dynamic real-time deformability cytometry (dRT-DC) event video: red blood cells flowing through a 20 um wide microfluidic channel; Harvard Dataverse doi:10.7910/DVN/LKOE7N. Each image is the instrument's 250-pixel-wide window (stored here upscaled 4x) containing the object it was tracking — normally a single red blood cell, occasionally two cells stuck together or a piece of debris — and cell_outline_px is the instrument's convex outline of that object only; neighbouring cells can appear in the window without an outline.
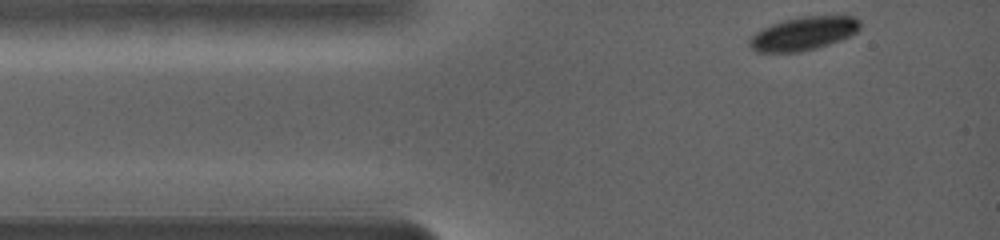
{"species": "common noctule bat (a hibernating species)", "species_latin": "Nyctalus noctula", "temperature_condition": "warm", "stored_images_in_passage": 31, "camera_frame_rate_fps": 5000, "um_per_image_px": 0.085, "animal": {"sex": "female", "body_mass_g": 19.0, "forearm_length_mm": 56.7}, "frame": {"image": 1, "passage_image": 1, "time_ms": 0.0, "image_size_px": [1000, 240], "cell_outline_px": [[860, 28], [856, 32], [840, 40], [816, 48], [800, 52], [756, 52], [748, 44], [748, 40], [756, 32], [772, 24], [784, 20], [804, 16], [852, 16], [860, 20]], "centroid_in_image_um": [68.29, 2.85], "position_along_channel_um": 16.7, "area_um2": 21.33}}
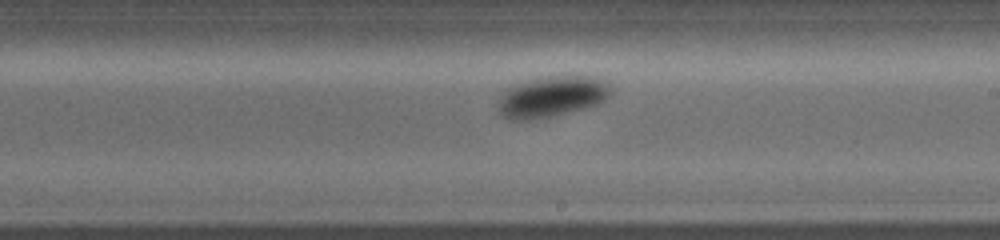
{"frame": {"image": 2, "passage_image": 19, "time_ms": 7.4, "image_size_px": [1000, 240], "cell_outline_px": [[612, 92], [604, 100], [596, 104], [552, 116], [528, 120], [512, 120], [500, 116], [496, 108], [496, 104], [500, 96], [508, 88], [532, 80], [548, 76], [596, 76], [608, 84]], "centroid_in_image_um": [46.86, 8.22], "position_along_channel_um": 242.1, "area_um2": 26.59}}
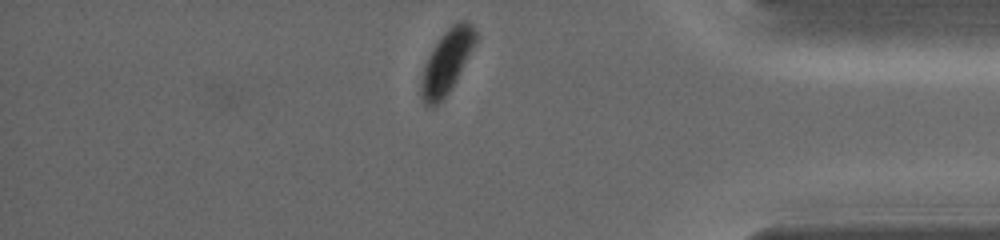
{"frame": {"image": 3, "passage_image": 31, "time_ms": 12.4, "image_size_px": [1000, 240], "cell_outline_px": [[476, 40], [448, 92], [432, 108], [428, 108], [424, 104], [420, 96], [420, 84], [424, 68], [428, 56], [432, 48], [440, 36], [452, 24], [460, 20], [464, 20], [472, 24], [476, 32]], "centroid_in_image_um": [37.92, 5.24], "position_along_channel_um": 397.3, "area_um2": 19.54}, "authors_computed_cell_mechanics": {"area_um2": 25.2008, "velocity_mm_per_s": 3.5972, "shape_relaxation_time_tau1_ms": 1.5886, "shape_relaxation_time_tau2_ms": null, "deformation_change_tau1": 0.1313, "deformation_change_tau2": null}}